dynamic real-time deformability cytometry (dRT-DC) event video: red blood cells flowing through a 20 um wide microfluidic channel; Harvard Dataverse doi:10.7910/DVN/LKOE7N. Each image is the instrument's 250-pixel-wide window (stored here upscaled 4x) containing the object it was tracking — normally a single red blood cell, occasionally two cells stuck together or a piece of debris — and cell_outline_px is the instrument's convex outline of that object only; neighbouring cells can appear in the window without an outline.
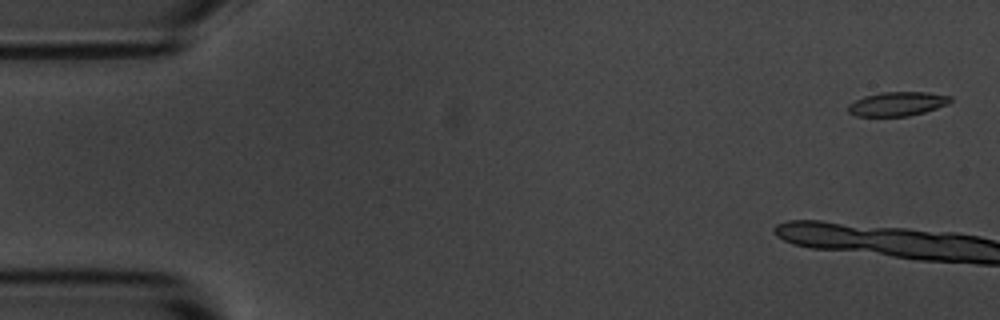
{"species": "common noctule bat (a hibernating species)", "species_latin": "Nyctalus noctula", "temperature_condition": "room temperature", "stored_images_in_passage": 9, "camera_frame_rate_fps": 3000, "um_per_image_px": 0.085, "animal": {"sex": "male", "body_mass_g": 20.1, "forearm_length_mm": 53.5}, "frame": {"image": 1, "passage_image": 2, "time_ms": 0.333, "image_size_px": [1000, 320], "cell_outline_px": [[952, 100], [948, 104], [924, 112], [908, 116], [856, 116], [848, 112], [848, 104], [864, 96], [880, 92], [928, 92], [952, 96]], "centroid_in_image_um": [76.28, 8.82], "position_along_channel_um": 8.7, "area_um2": 14.39}}